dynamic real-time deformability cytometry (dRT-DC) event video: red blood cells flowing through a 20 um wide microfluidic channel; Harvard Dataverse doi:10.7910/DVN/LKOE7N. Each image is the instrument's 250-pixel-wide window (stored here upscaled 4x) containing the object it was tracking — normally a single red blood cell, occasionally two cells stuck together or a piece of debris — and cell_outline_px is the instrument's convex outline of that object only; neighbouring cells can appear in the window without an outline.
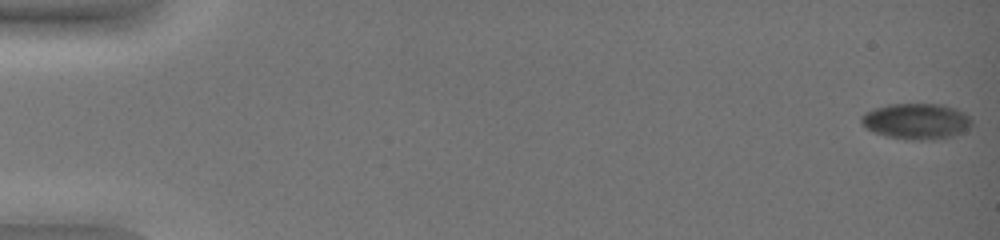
{"species": "common noctule bat (a hibernating species)", "species_latin": "Nyctalus noctula", "temperature_condition": "warm", "stored_images_in_passage": 50, "camera_frame_rate_fps": 3000, "um_per_image_px": 0.085, "animal": {"sex": "female", "body_mass_g": 19.0, "forearm_length_mm": 51.5}, "frame": {"image": 1, "passage_image": 1, "time_ms": 0.0, "image_size_px": [1000, 240], "cell_outline_px": [[972, 124], [968, 128], [952, 136], [920, 140], [888, 136], [872, 132], [860, 120], [860, 116], [864, 112], [888, 104], [940, 104], [956, 108], [972, 116]], "centroid_in_image_um": [77.91, 10.28], "position_along_channel_um": 7.1, "area_um2": 22.83}}
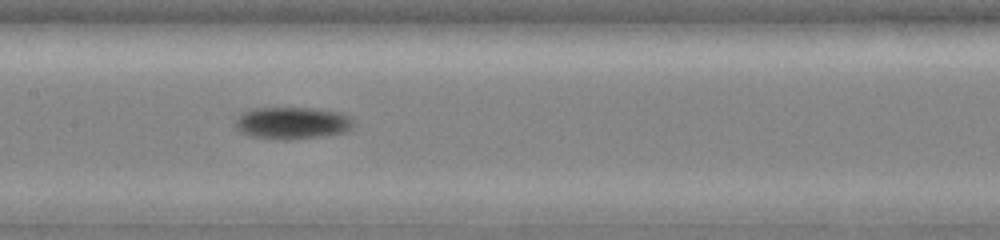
{"frame": {"image": 2, "passage_image": 29, "time_ms": 9.333, "image_size_px": [1000, 240], "cell_outline_px": [[356, 120], [352, 128], [344, 132], [324, 136], [288, 140], [276, 140], [248, 136], [240, 132], [236, 128], [236, 116], [240, 112], [248, 108], [316, 108], [340, 112], [352, 116]], "centroid_in_image_um": [24.83, 10.45], "position_along_channel_um": 182.6, "area_um2": 22.83}}
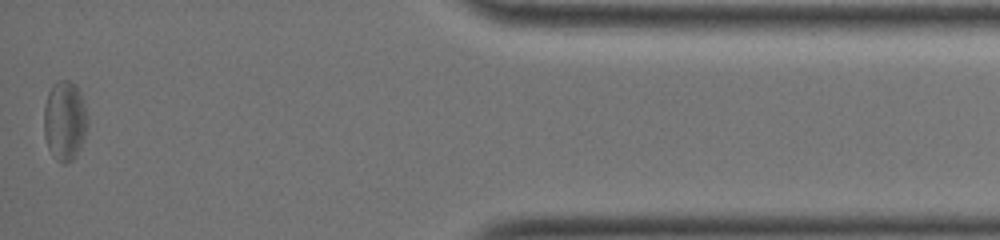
{"frame": {"image": 3, "passage_image": 50, "time_ms": 16.333, "image_size_px": [1000, 240], "cell_outline_px": [[88, 124], [84, 140], [76, 156], [72, 160], [64, 164], [60, 164], [52, 156], [48, 148], [44, 136], [44, 108], [48, 92], [52, 84], [56, 80], [68, 80], [76, 84], [80, 92], [84, 104], [88, 120]], "centroid_in_image_um": [5.5, 10.27], "position_along_channel_um": 429.7, "area_um2": 20.69}}